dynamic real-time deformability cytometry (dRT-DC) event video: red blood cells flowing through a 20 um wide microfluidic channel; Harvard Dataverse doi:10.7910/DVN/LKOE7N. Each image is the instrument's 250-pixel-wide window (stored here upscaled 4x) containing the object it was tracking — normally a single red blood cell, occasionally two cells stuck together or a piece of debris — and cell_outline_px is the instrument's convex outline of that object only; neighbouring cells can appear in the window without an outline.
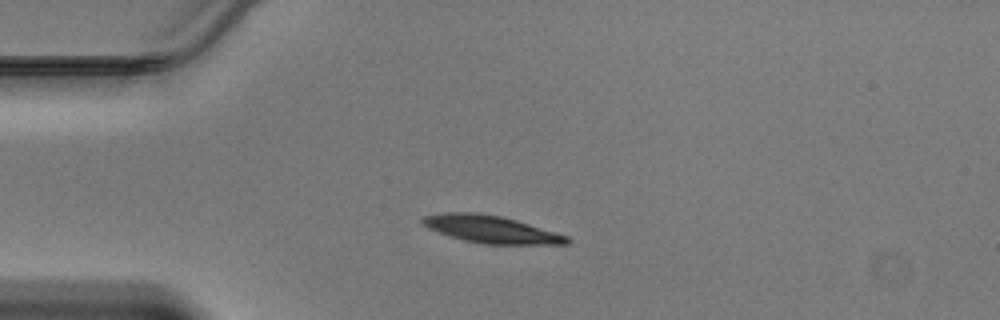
{"species": "Egyptian fruit bat (a non-hibernating species)", "species_latin": "Rousettus aegyptiacus", "temperature_condition": "warm", "stored_images_in_passage": 36, "camera_frame_rate_fps": 3000, "um_per_image_px": 0.085, "animal": {"sex": "male"}, "frame": {"image": 1, "passage_image": 1, "time_ms": 0.0, "image_size_px": [1000, 320], "cell_outline_px": [[572, 240], [568, 244], [484, 244], [464, 240], [428, 228], [420, 220], [424, 216], [444, 212], [480, 212], [500, 216], [516, 220], [568, 236]], "centroid_in_image_um": [41.76, 19.48], "position_along_channel_um": 43.2, "area_um2": 22.83}}
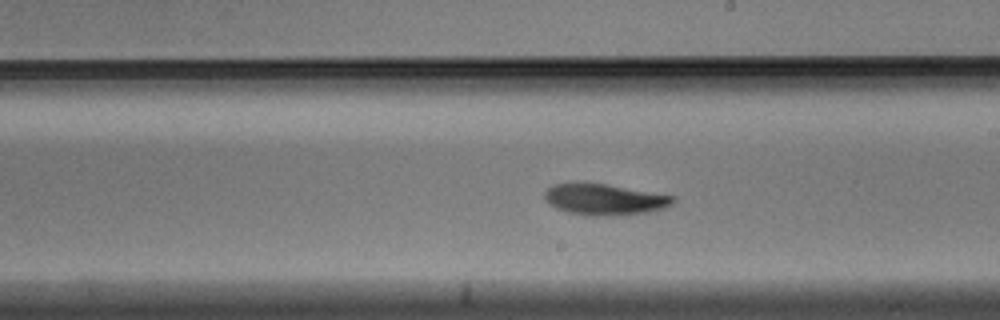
{"frame": {"image": 2, "passage_image": 16, "time_ms": 5.0, "image_size_px": [1000, 320], "cell_outline_px": [[676, 200], [672, 204], [664, 208], [648, 212], [604, 216], [600, 216], [568, 212], [556, 208], [544, 196], [544, 192], [552, 184], [604, 184], [672, 196]], "centroid_in_image_um": [51.39, 16.96], "position_along_channel_um": 237.6, "area_um2": 22.43}}
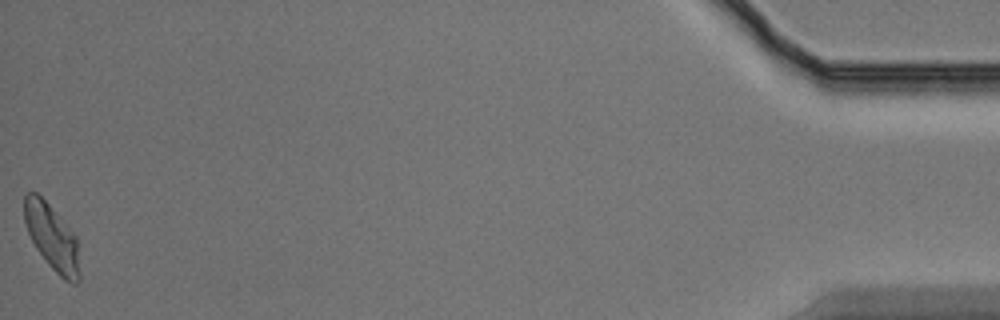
{"frame": {"image": 3, "passage_image": 36, "time_ms": 11.667, "image_size_px": [1000, 320], "cell_outline_px": [[80, 280], [76, 284], [72, 284], [64, 280], [48, 264], [36, 248], [28, 232], [24, 220], [24, 196], [28, 192], [36, 192], [48, 204], [76, 236], [80, 272]], "centroid_in_image_um": [4.43, 20.21], "position_along_channel_um": 430.8, "area_um2": 20.98}}